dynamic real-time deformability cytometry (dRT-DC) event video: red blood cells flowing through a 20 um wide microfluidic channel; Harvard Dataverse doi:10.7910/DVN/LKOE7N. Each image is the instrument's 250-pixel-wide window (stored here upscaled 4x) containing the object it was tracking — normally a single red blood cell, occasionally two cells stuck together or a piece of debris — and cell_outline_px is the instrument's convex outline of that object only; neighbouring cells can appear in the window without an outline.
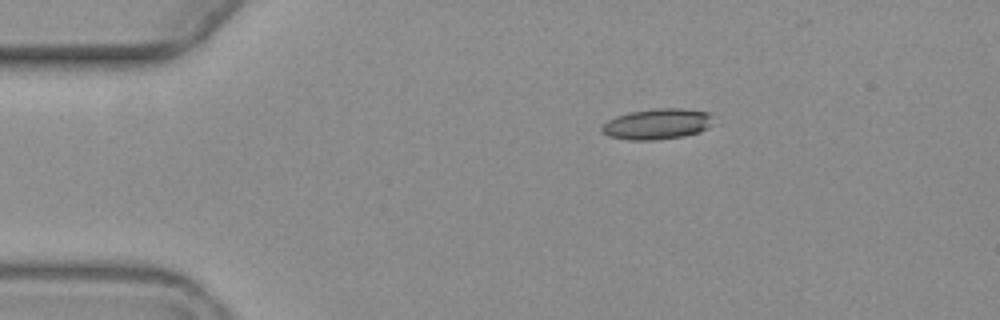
{"species": "common noctule bat (a hibernating species)", "species_latin": "Nyctalus noctula", "temperature_condition": "warm", "stored_images_in_passage": 5, "camera_frame_rate_fps": 3000, "um_per_image_px": 0.085, "animal": {"sex": "female", "body_mass_g": 19.3, "forearm_length_mm": 54.1}, "frame": {"image": 1, "passage_image": 4, "time_ms": 3.333, "image_size_px": [1000, 320], "cell_outline_px": [[716, 116], [712, 124], [708, 128], [700, 132], [684, 136], [656, 140], [628, 140], [608, 136], [600, 128], [608, 120], [616, 116], [628, 112], [652, 108], [680, 108], [708, 112]], "centroid_in_image_um": [55.91, 10.53], "position_along_channel_um": 29.1, "area_um2": 20.29}}